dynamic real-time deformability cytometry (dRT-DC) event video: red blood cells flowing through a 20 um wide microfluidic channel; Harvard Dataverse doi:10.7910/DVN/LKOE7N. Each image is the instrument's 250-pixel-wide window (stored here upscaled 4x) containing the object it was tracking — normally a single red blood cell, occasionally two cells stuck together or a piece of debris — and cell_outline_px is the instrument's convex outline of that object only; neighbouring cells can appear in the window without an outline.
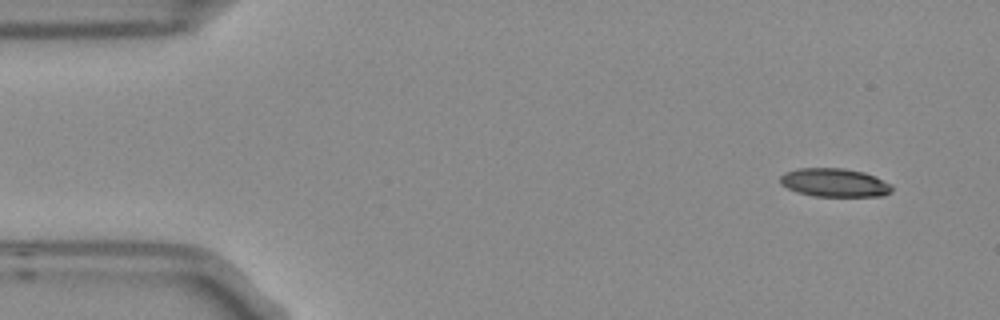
{"species": "Egyptian fruit bat (a non-hibernating species)", "species_latin": "Rousettus aegyptiacus", "temperature_condition": "room temperature", "stored_images_in_passage": 4, "camera_frame_rate_fps": 3000, "um_per_image_px": 0.085, "frame": {"image": 1, "passage_image": 1, "time_ms": 0.0, "image_size_px": [1000, 320], "cell_outline_px": [[892, 192], [884, 196], [812, 196], [796, 192], [780, 184], [780, 176], [784, 172], [796, 168], [844, 168], [864, 172], [892, 184]], "centroid_in_image_um": [70.92, 15.52], "position_along_channel_um": 14.1, "area_um2": 18.73}}
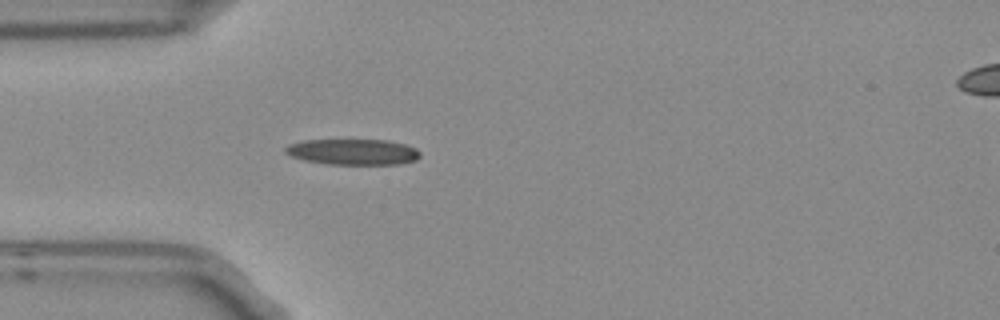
{"frame": {"image": 2, "passage_image": 4, "time_ms": 1.0, "image_size_px": [1000, 320], "cell_outline_px": [[420, 156], [416, 160], [400, 164], [328, 164], [304, 160], [292, 156], [284, 152], [284, 148], [288, 144], [304, 140], [388, 140], [404, 144], [416, 148], [420, 152]], "centroid_in_image_um": [30.0, 12.91], "position_along_channel_um": 55.0, "area_um2": 20.29}}